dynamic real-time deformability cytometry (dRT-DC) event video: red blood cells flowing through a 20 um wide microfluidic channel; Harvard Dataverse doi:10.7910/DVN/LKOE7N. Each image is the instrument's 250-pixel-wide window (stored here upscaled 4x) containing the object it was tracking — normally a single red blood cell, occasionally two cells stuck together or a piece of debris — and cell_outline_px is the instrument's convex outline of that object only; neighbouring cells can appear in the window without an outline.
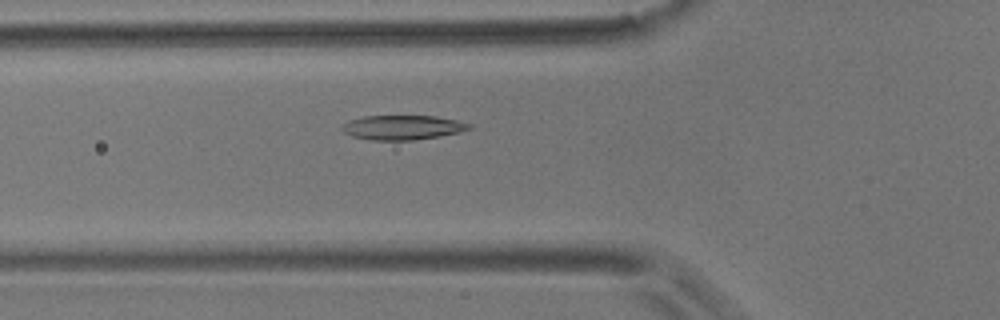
{"species": "common noctule bat (a hibernating species)", "species_latin": "Nyctalus noctula", "temperature_condition": "room temperature", "stored_images_in_passage": 47, "camera_frame_rate_fps": 3000, "um_per_image_px": 0.085, "animal": {"sex": "male", "body_mass_g": 17.9}, "frame": {"image": 1, "passage_image": 11, "time_ms": 3.333, "image_size_px": [1000, 320], "cell_outline_px": [[472, 128], [460, 132], [440, 136], [412, 140], [372, 140], [352, 136], [344, 132], [340, 128], [340, 124], [348, 120], [364, 116], [436, 116], [456, 120], [472, 124]], "centroid_in_image_um": [34.19, 10.83], "position_along_channel_um": 91.6, "area_um2": 18.26}}
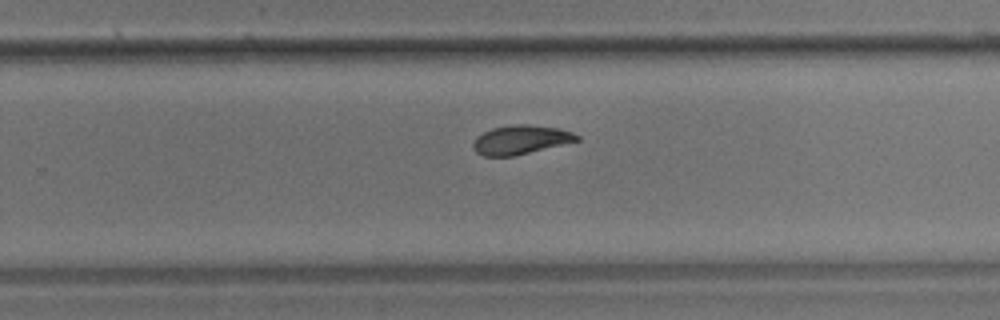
{"frame": {"image": 2, "passage_image": 27, "time_ms": 8.667, "image_size_px": [1000, 320], "cell_outline_px": [[580, 140], [512, 156], [484, 156], [476, 152], [472, 148], [472, 144], [476, 136], [492, 128], [516, 124], [528, 124], [556, 128], [572, 132], [580, 136]], "centroid_in_image_um": [44.22, 11.87], "position_along_channel_um": 285.6, "area_um2": 17.34}}
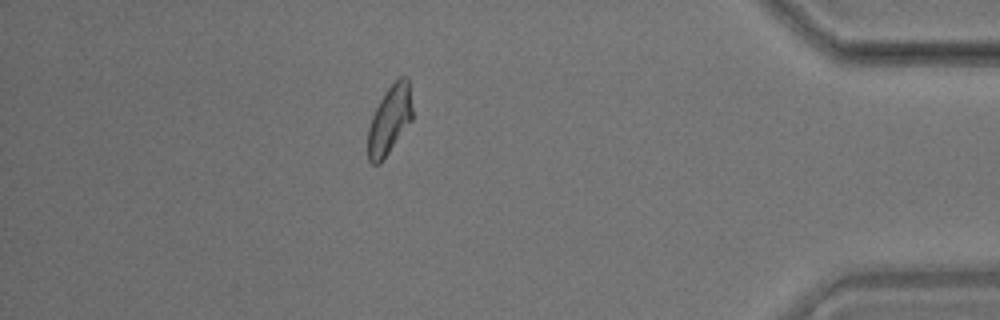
{"frame": {"image": 3, "passage_image": 40, "time_ms": 13.0, "image_size_px": [1000, 320], "cell_outline_px": [[412, 120], [380, 164], [372, 164], [368, 160], [368, 128], [372, 116], [380, 100], [388, 88], [400, 76], [408, 76], [412, 108]], "centroid_in_image_um": [33.12, 10.2], "position_along_channel_um": 402.1, "area_um2": 17.63}, "authors_computed_cell_mechanics": {"area_um2": 18.0336, "velocity_mm_per_s": 3.6306, "shape_relaxation_time_tau1_ms": 4.5649, "shape_relaxation_time_tau2_ms": 2.5067, "deformation_change_tau1": 0.1363, "deformation_change_tau2": 0.0733}}